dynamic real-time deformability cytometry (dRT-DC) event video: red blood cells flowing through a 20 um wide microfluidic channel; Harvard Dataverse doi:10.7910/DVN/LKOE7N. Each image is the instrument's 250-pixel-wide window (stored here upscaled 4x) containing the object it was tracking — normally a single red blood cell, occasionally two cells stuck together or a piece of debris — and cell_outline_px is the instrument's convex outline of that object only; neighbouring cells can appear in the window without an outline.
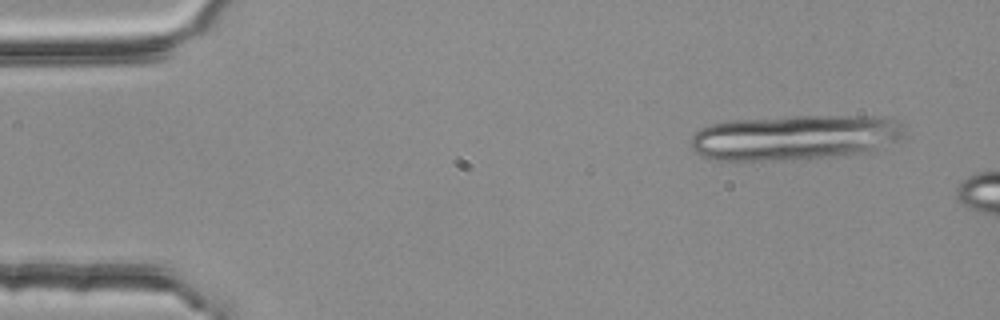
{"species": "common noctule bat (a hibernating species)", "species_latin": "Nyctalus noctula", "temperature_condition": "room temperature", "stored_images_in_passage": 3, "camera_frame_rate_fps": 3000, "um_per_image_px": 0.085, "animal": {"sex": "female", "body_mass_g": 25.1}, "frame": {"image": 1, "passage_image": 1, "time_ms": 0.0, "image_size_px": [1000, 320], "cell_outline_px": [[904, 140], [872, 152], [836, 156], [776, 160], [712, 160], [700, 156], [692, 152], [692, 136], [700, 128], [712, 124], [732, 120], [792, 116], [876, 116], [896, 120], [900, 124]], "centroid_in_image_um": [67.59, 11.69], "position_along_channel_um": 17.4, "area_um2": 56.76}}